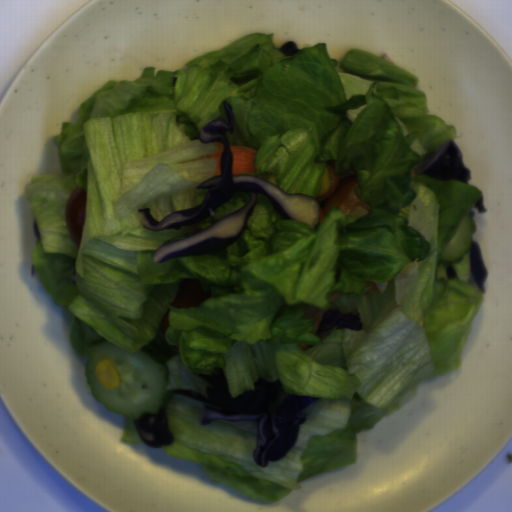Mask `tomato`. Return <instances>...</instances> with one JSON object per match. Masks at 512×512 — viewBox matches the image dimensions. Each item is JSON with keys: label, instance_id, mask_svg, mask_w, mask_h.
I'll use <instances>...</instances> for the list:
<instances>
[{"label": "tomato", "instance_id": "512abeb7", "mask_svg": "<svg viewBox=\"0 0 512 512\" xmlns=\"http://www.w3.org/2000/svg\"><path fill=\"white\" fill-rule=\"evenodd\" d=\"M86 192L81 186L72 190L65 206L66 230L76 247H80L85 222Z\"/></svg>", "mask_w": 512, "mask_h": 512}]
</instances>
